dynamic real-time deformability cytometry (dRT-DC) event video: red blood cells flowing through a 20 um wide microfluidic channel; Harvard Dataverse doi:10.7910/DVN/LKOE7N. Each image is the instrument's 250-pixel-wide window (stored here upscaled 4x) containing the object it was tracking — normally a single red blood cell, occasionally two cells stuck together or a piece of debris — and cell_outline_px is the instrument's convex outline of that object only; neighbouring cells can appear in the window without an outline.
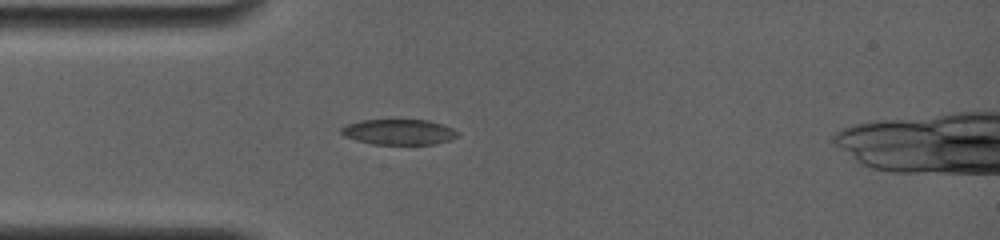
{"species": "common noctule bat (a hibernating species)", "species_latin": "Nyctalus noctula", "temperature_condition": "room temperature", "stored_images_in_passage": 19, "camera_frame_rate_fps": 4000, "um_per_image_px": 0.085, "animal": {"sex": "female", "body_mass_g": 19.0, "forearm_length_mm": 56.7}, "frame": {"image": 1, "passage_image": 4, "time_ms": 2.25, "image_size_px": [1000, 240], "cell_outline_px": [[456, 136], [448, 140], [436, 144], [372, 144], [356, 140], [344, 136], [340, 132], [340, 128], [348, 124], [360, 120], [428, 120], [452, 128], [456, 132]], "centroid_in_image_um": [33.84, 11.22], "position_along_channel_um": 51.2, "area_um2": 17.05}}
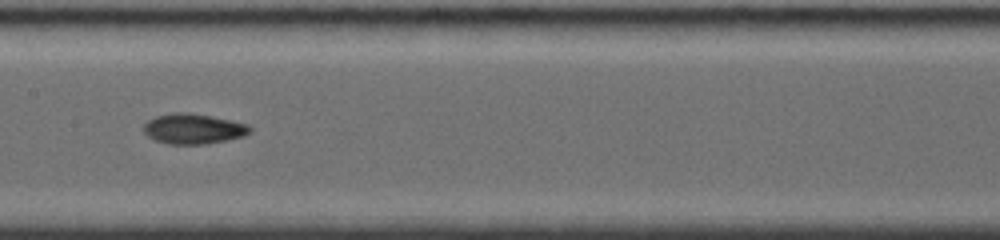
{"frame": {"image": 2, "passage_image": 9, "time_ms": 6.0, "image_size_px": [1000, 240], "cell_outline_px": [[252, 132], [244, 136], [228, 140], [204, 144], [168, 144], [156, 140], [148, 136], [144, 132], [144, 124], [148, 120], [156, 116], [176, 112], [208, 116], [248, 124], [252, 128]], "centroid_in_image_um": [16.45, 10.97], "position_along_channel_um": 190.9, "area_um2": 18.44}}
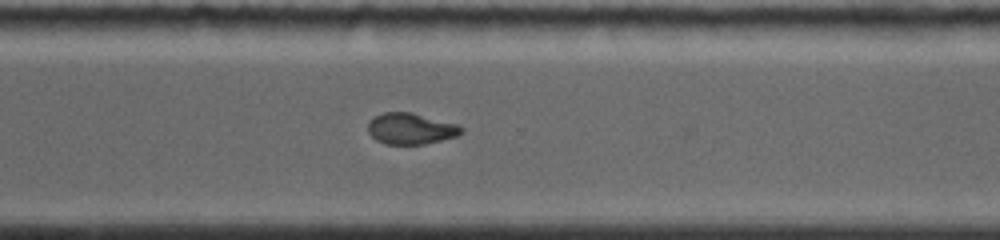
{"frame": {"image": 3, "passage_image": 13, "time_ms": 9.75, "image_size_px": [1000, 240], "cell_outline_px": [[464, 132], [456, 136], [424, 144], [384, 144], [376, 140], [368, 132], [368, 124], [376, 116], [384, 112], [412, 112], [460, 124], [464, 128]], "centroid_in_image_um": [34.96, 10.93], "position_along_channel_um": 335.6, "area_um2": 17.05}}